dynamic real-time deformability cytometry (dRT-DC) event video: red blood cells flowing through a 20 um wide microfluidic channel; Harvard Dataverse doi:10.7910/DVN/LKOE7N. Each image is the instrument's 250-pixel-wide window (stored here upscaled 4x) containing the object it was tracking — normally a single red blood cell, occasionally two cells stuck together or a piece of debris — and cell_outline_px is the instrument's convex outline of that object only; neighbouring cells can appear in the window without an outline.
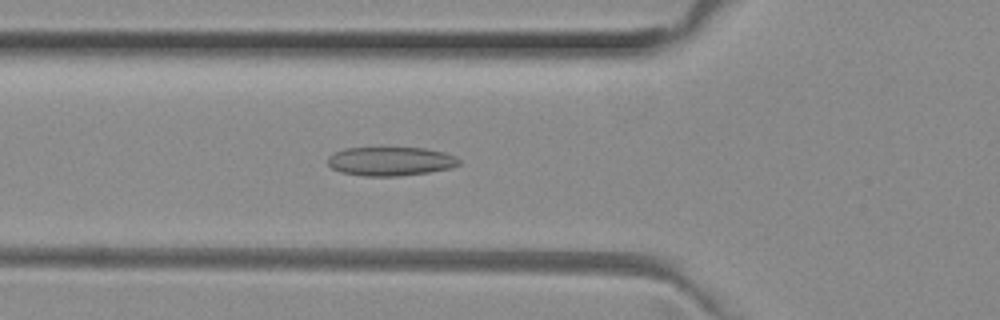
{"species": "common noctule bat (a hibernating species)", "species_latin": "Nyctalus noctula", "temperature_condition": "room temperature", "stored_images_in_passage": 51, "camera_frame_rate_fps": 3000, "um_per_image_px": 0.085, "animal": {"sex": "female", "body_mass_g": 29.2, "forearm_length_mm": 56.3}, "frame": {"image": 1, "passage_image": 18, "time_ms": 5.667, "image_size_px": [1000, 320], "cell_outline_px": [[460, 164], [452, 168], [428, 172], [396, 176], [364, 176], [340, 172], [332, 168], [328, 164], [328, 156], [344, 148], [428, 148], [444, 152], [456, 156], [460, 160]], "centroid_in_image_um": [33.22, 13.71], "position_along_channel_um": 92.6, "area_um2": 22.14}}
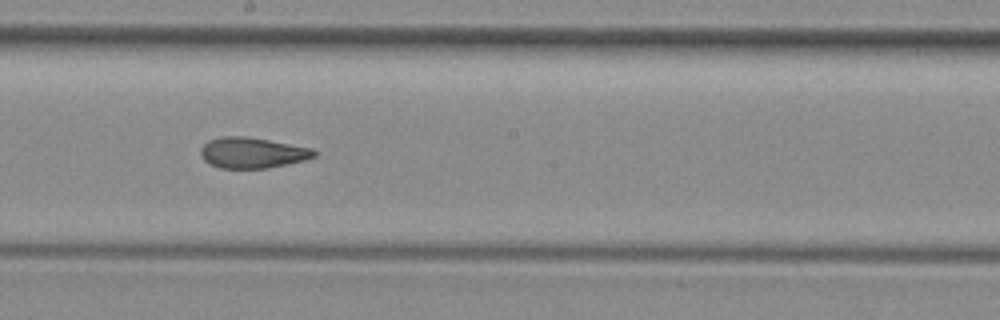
{"frame": {"image": 2, "passage_image": 28, "time_ms": 9.0, "image_size_px": [1000, 320], "cell_outline_px": [[316, 156], [304, 160], [288, 164], [268, 168], [220, 168], [208, 164], [200, 156], [200, 148], [208, 140], [220, 136], [244, 136], [268, 140], [312, 148], [316, 152]], "centroid_in_image_um": [21.4, 12.99], "position_along_channel_um": 226.8, "area_um2": 20.4}}
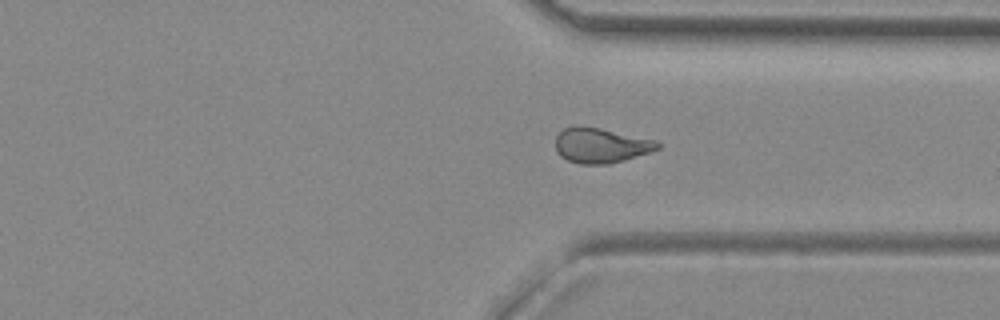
{"frame": {"image": 3, "passage_image": 38, "time_ms": 12.333, "image_size_px": [1000, 320], "cell_outline_px": [[660, 148], [624, 160], [608, 164], [580, 164], [568, 160], [560, 156], [556, 152], [556, 136], [564, 128], [576, 124], [580, 124], [600, 128], [656, 140], [660, 144]], "centroid_in_image_um": [51.03, 12.34], "position_along_channel_um": 360.4, "area_um2": 20.92}, "authors_computed_cell_mechanics": {"area_um2": 21.4438, "velocity_mm_per_s": 4.0197, "shape_relaxation_time_tau1_ms": null, "shape_relaxation_time_tau2_ms": 2.0131, "deformation_change_tau1": null, "deformation_change_tau2": 0.0935}}